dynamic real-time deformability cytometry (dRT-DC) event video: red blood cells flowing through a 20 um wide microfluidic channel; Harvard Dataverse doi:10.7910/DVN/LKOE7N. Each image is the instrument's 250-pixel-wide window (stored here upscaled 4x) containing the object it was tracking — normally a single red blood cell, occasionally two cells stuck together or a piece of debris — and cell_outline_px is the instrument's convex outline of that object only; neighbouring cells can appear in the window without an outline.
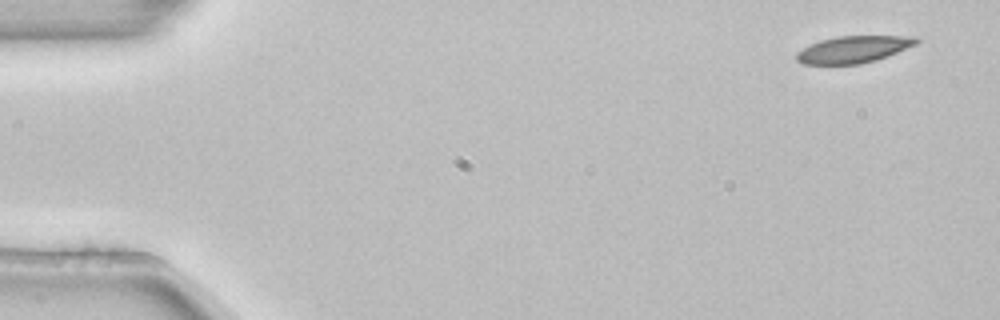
{"species": "common noctule bat (a hibernating species)", "species_latin": "Nyctalus noctula", "temperature_condition": "room temperature", "stored_images_in_passage": 5, "camera_frame_rate_fps": 3000, "um_per_image_px": 0.085, "animal": {"sex": "female", "body_mass_g": 22.7, "forearm_length_mm": 54.2}, "frame": {"image": 1, "passage_image": 1, "time_ms": 0.0, "image_size_px": [1000, 320], "cell_outline_px": [[920, 40], [916, 44], [888, 56], [876, 60], [860, 64], [800, 64], [796, 60], [796, 52], [820, 40], [836, 36], [916, 36]], "centroid_in_image_um": [72.54, 4.2], "position_along_channel_um": 12.5, "area_um2": 18.79}}
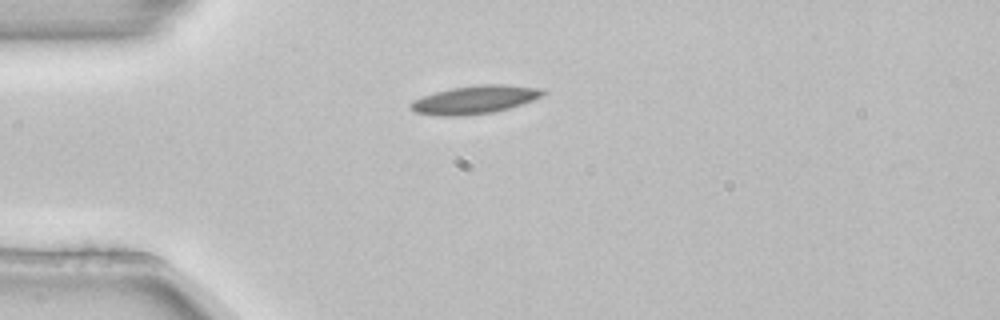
{"frame": {"image": 2, "passage_image": 4, "time_ms": 1.0, "image_size_px": [1000, 320], "cell_outline_px": [[548, 92], [532, 100], [508, 108], [492, 112], [464, 116], [444, 116], [416, 112], [408, 108], [408, 104], [424, 96], [436, 92], [452, 88], [480, 84], [504, 84], [544, 88]], "centroid_in_image_um": [40.39, 8.46], "position_along_channel_um": 44.6, "area_um2": 21.56}}